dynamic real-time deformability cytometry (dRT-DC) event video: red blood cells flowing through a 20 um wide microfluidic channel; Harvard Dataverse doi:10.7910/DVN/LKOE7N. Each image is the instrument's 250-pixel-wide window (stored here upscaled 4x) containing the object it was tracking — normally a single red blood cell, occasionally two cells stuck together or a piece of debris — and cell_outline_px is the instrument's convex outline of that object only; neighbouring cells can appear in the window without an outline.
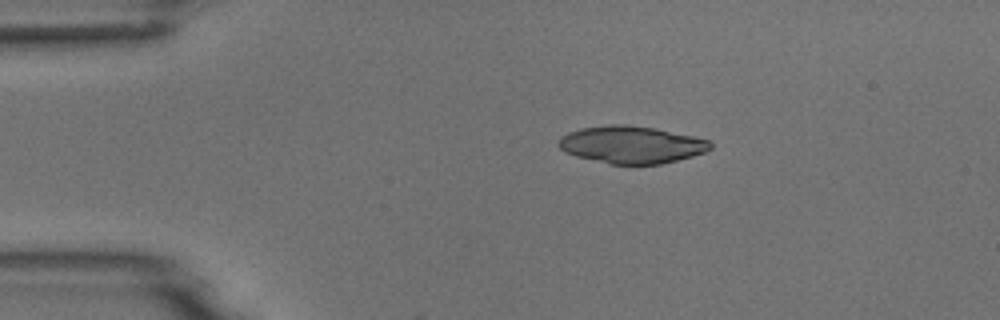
{"species": "common noctule bat (a hibernating species)", "species_latin": "Nyctalus noctula", "temperature_condition": "room temperature", "stored_images_in_passage": 2, "camera_frame_rate_fps": 3000, "um_per_image_px": 0.085, "animal": {"sex": "male", "body_mass_g": 18.8}, "frame": {"image": 1, "passage_image": 1, "time_ms": 0.0, "image_size_px": [1000, 320], "cell_outline_px": [[712, 148], [704, 152], [692, 156], [660, 164], [612, 164], [576, 156], [564, 152], [556, 144], [560, 136], [568, 132], [580, 128], [612, 124], [624, 124], [656, 128], [692, 136], [708, 140], [712, 144]], "centroid_in_image_um": [53.63, 12.29], "position_along_channel_um": 31.4, "area_um2": 32.95}}